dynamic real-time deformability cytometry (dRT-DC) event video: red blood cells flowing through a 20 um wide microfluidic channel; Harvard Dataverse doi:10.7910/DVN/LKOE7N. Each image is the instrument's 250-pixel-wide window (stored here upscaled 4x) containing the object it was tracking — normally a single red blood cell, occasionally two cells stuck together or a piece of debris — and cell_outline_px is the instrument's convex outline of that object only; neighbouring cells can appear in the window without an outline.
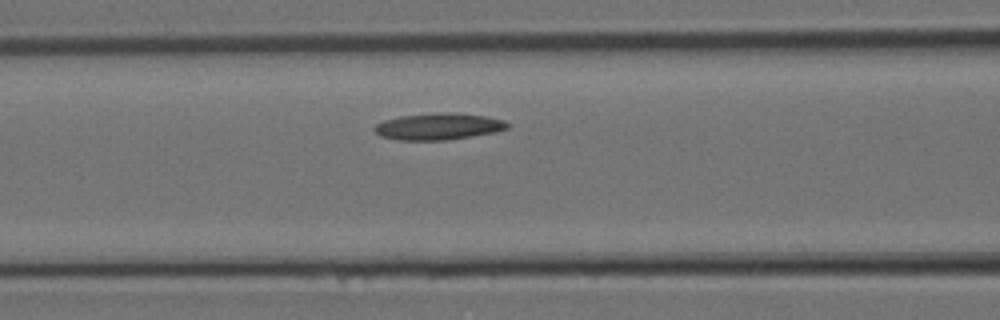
{"species": "Egyptian fruit bat (a non-hibernating species)", "species_latin": "Rousettus aegyptiacus", "temperature_condition": "room temperature", "stored_images_in_passage": 9, "segment_of_instrument_passage": [1, 2], "camera_frame_rate_fps": 3000, "um_per_image_px": 0.085, "animal": {"sex": "female"}, "frame": {"image": 1, "passage_image": 3, "time_ms": 0.667, "image_size_px": [1000, 320], "cell_outline_px": [[508, 128], [496, 132], [448, 140], [400, 140], [380, 136], [372, 128], [376, 124], [384, 120], [400, 116], [436, 112], [452, 112], [488, 116], [504, 120], [508, 124]], "centroid_in_image_um": [37.27, 10.74], "position_along_channel_um": 129.3, "area_um2": 20.81}}
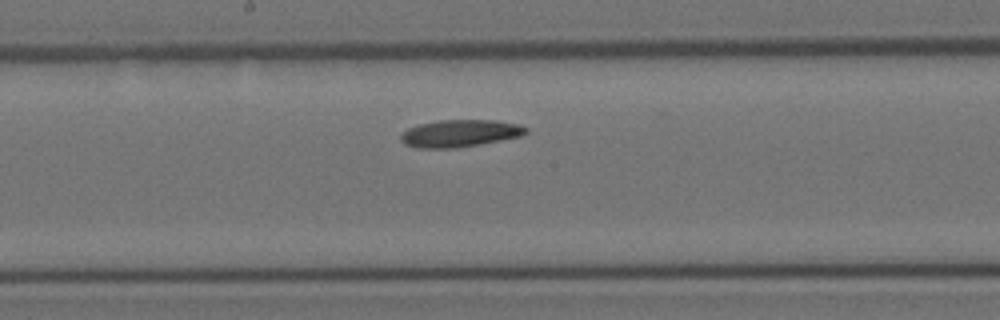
{"frame": {"image": 2, "passage_image": 6, "time_ms": 1.667, "image_size_px": [1000, 320], "cell_outline_px": [[528, 132], [524, 136], [480, 144], [456, 148], [416, 148], [404, 144], [400, 140], [400, 136], [408, 128], [420, 124], [440, 120], [496, 120], [520, 124], [528, 128]], "centroid_in_image_um": [39.14, 11.33], "position_along_channel_um": 209.1, "area_um2": 20.06}}
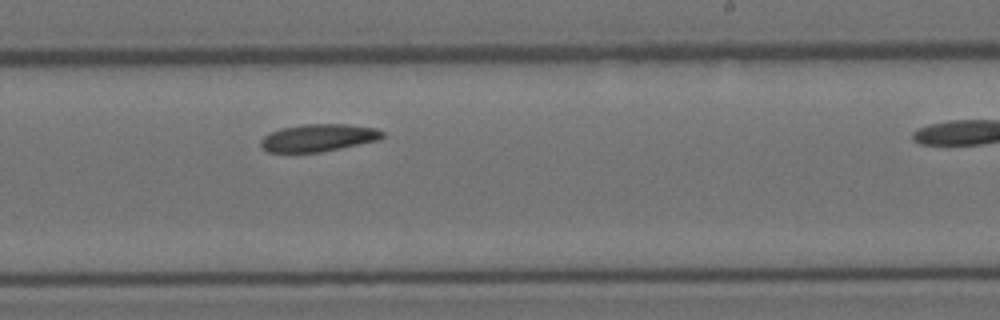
{"frame": {"image": 3, "passage_image": 8, "time_ms": 2.333, "image_size_px": [1000, 320], "cell_outline_px": [[384, 136], [380, 140], [320, 152], [268, 152], [260, 144], [260, 140], [268, 132], [280, 128], [304, 124], [348, 124], [376, 128], [384, 132]], "centroid_in_image_um": [27.06, 11.7], "position_along_channel_um": 261.9, "area_um2": 19.54}}